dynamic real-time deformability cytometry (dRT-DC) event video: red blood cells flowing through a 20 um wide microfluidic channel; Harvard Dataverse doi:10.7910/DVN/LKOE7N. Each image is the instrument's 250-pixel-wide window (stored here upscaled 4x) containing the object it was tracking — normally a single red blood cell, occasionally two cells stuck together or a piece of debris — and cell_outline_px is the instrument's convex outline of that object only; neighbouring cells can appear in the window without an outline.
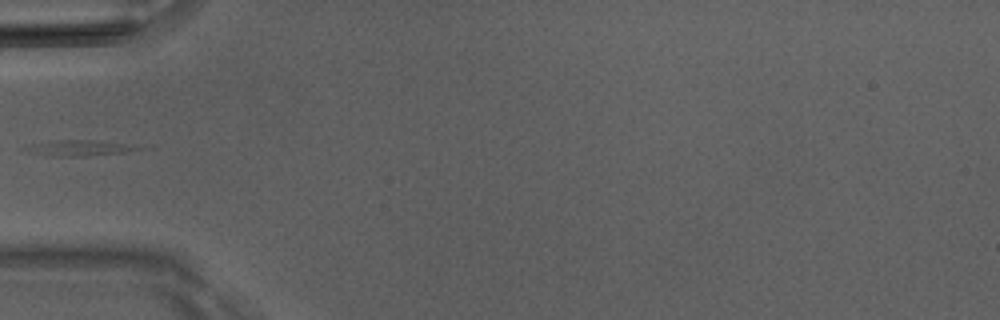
{"species": "Egyptian fruit bat (a non-hibernating species)", "species_latin": "Rousettus aegyptiacus", "temperature_condition": "room temperature", "stored_images_in_passage": 34, "camera_frame_rate_fps": 3000, "um_per_image_px": 0.085, "animal": {"sex": "male"}, "frame": {"image": 1, "passage_image": 1, "time_ms": 0.0, "image_size_px": [1000, 320], "cell_outline_px": [[144, 148], [124, 152], [84, 156], [48, 156], [28, 152], [20, 148], [28, 144], [56, 140], [88, 140], [124, 144]], "centroid_in_image_um": [6.53, 12.58], "position_along_channel_um": 78.5, "area_um2": 10.12}}
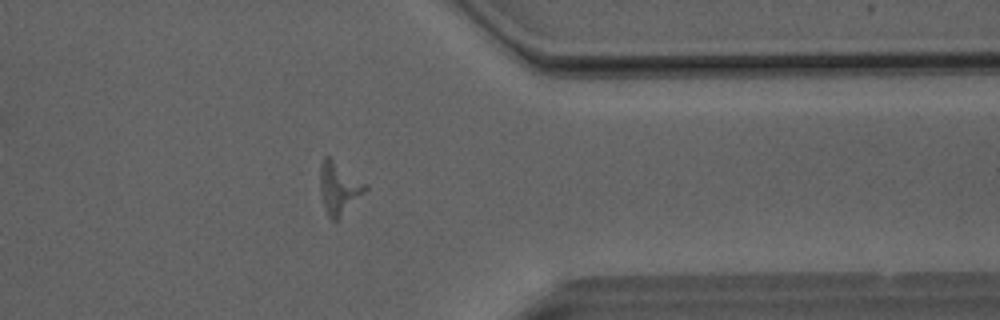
{"frame": {"image": 2, "passage_image": 24, "time_ms": 7.667, "image_size_px": [1000, 320], "cell_outline_px": [[368, 188], [336, 220], [332, 220], [328, 216], [324, 208], [320, 192], [320, 164], [324, 156], [328, 156], [368, 184]], "centroid_in_image_um": [28.79, 15.95], "position_along_channel_um": 382.6, "area_um2": 13.47}}
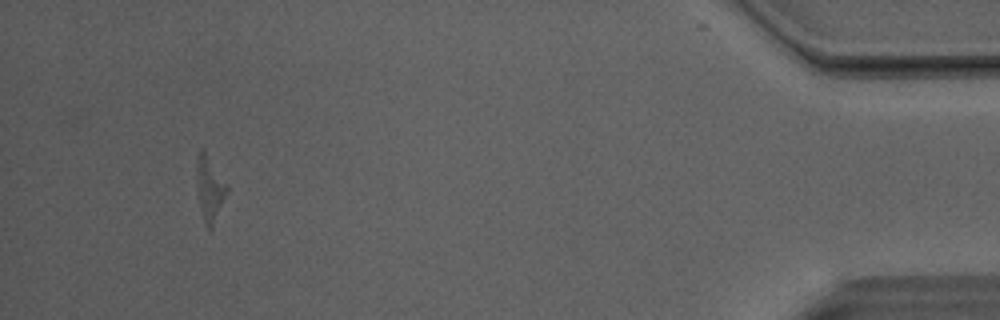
{"frame": {"image": 3, "passage_image": 31, "time_ms": 10.0, "image_size_px": [1000, 320], "cell_outline_px": [[228, 192], [212, 228], [208, 228], [204, 224], [200, 208], [196, 168], [200, 148], [204, 148], [228, 184]], "centroid_in_image_um": [17.85, 16.01], "position_along_channel_um": 417.3, "area_um2": 11.44}}